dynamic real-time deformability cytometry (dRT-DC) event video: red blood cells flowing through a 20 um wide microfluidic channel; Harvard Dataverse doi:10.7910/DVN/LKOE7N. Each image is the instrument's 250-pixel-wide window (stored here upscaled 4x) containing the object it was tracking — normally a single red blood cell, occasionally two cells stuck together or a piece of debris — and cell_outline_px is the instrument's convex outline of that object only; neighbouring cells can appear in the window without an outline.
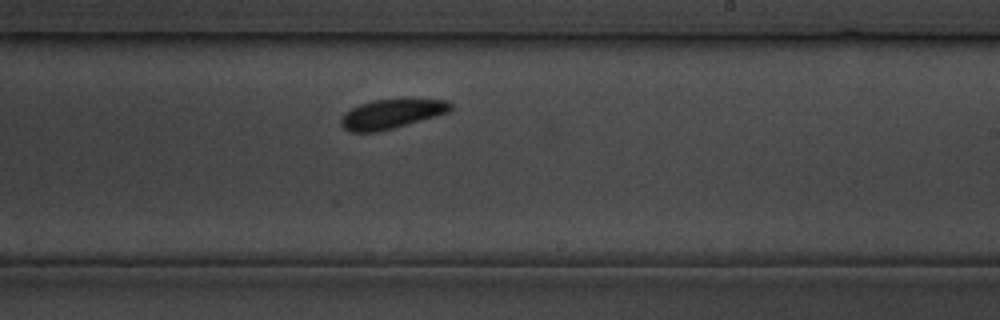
{"species": "common noctule bat (a hibernating species)", "species_latin": "Nyctalus noctula", "temperature_condition": "cold", "stored_images_in_passage": 19, "camera_frame_rate_fps": 3000, "um_per_image_px": 0.085, "animal": {"sex": "male", "body_mass_g": 19.5, "forearm_length_mm": 54.6}, "frame": {"image": 1, "passage_image": 14, "time_ms": 15.667, "image_size_px": [1000, 320], "cell_outline_px": [[452, 108], [448, 112], [436, 116], [392, 128], [376, 132], [348, 132], [340, 124], [340, 120], [352, 108], [360, 104], [372, 100], [448, 100], [452, 104]], "centroid_in_image_um": [33.26, 9.7], "position_along_channel_um": 255.7, "area_um2": 18.26}}